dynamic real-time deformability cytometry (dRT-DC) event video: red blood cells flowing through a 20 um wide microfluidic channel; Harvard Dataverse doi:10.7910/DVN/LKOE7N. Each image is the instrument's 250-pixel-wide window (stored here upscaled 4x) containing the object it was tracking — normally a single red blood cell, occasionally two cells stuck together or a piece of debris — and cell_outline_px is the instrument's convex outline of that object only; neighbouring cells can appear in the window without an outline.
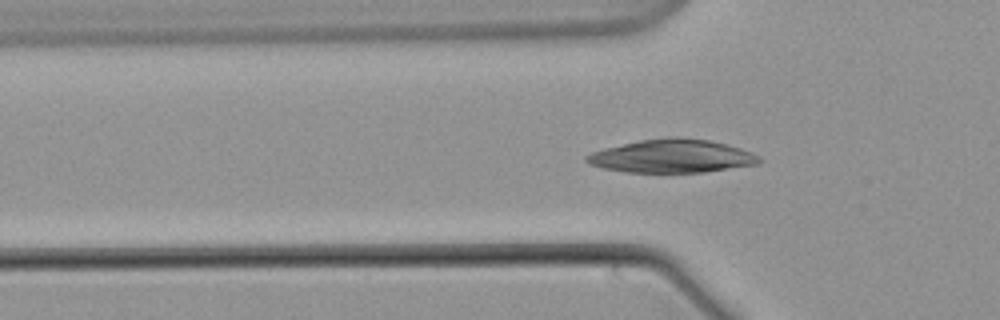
{"species": "common noctule bat (a hibernating species)", "species_latin": "Nyctalus noctula", "temperature_condition": "warm", "stored_images_in_passage": 45, "camera_frame_rate_fps": 3000, "um_per_image_px": 0.085, "animal": {"sex": "male", "body_mass_g": 21.5, "forearm_length_mm": 52.0}, "frame": {"image": 1, "passage_image": 12, "time_ms": 3.667, "image_size_px": [1000, 320], "cell_outline_px": [[764, 160], [760, 164], [704, 172], [624, 172], [604, 168], [588, 164], [584, 160], [584, 156], [592, 152], [604, 148], [640, 140], [672, 136], [676, 136], [708, 140], [740, 148], [752, 152], [760, 156]], "centroid_in_image_um": [57.12, 13.27], "position_along_channel_um": 68.7, "area_um2": 33.64}}
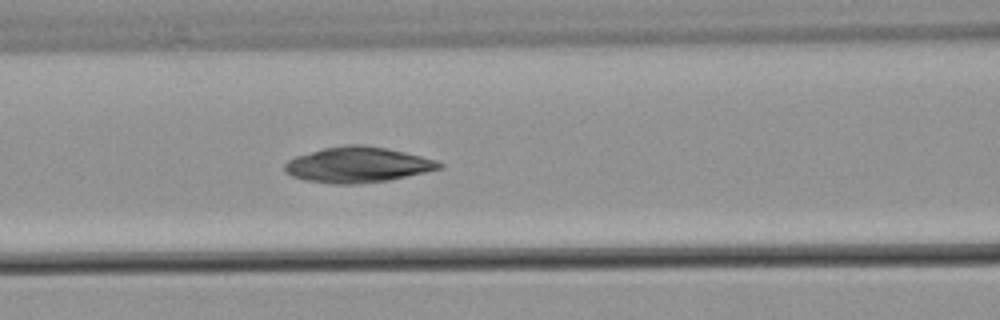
{"frame": {"image": 2, "passage_image": 18, "time_ms": 5.667, "image_size_px": [1000, 320], "cell_outline_px": [[444, 168], [388, 180], [356, 184], [332, 184], [304, 180], [292, 176], [284, 172], [284, 164], [288, 160], [296, 156], [324, 148], [348, 144], [364, 144], [388, 148], [436, 160], [444, 164]], "centroid_in_image_um": [30.39, 14.0], "position_along_channel_um": 136.2, "area_um2": 32.08}}
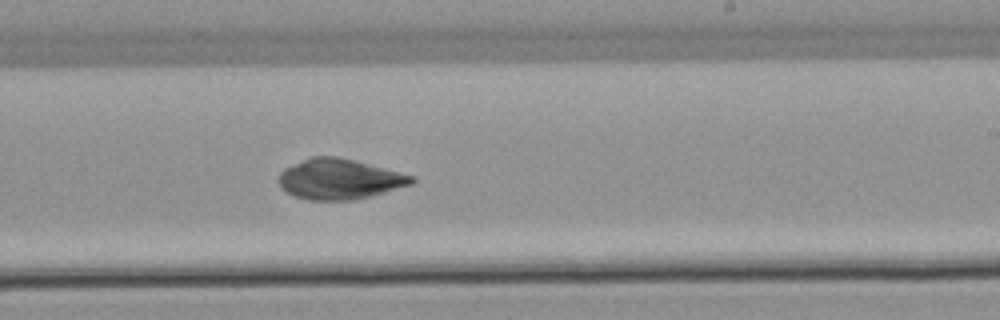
{"frame": {"image": 3, "passage_image": 29, "time_ms": 9.333, "image_size_px": [1000, 320], "cell_outline_px": [[416, 180], [412, 184], [372, 196], [352, 200], [308, 200], [296, 196], [280, 188], [276, 180], [280, 172], [284, 168], [312, 156], [336, 156], [352, 160], [412, 176]], "centroid_in_image_um": [28.79, 15.24], "position_along_channel_um": 260.2, "area_um2": 30.98}}